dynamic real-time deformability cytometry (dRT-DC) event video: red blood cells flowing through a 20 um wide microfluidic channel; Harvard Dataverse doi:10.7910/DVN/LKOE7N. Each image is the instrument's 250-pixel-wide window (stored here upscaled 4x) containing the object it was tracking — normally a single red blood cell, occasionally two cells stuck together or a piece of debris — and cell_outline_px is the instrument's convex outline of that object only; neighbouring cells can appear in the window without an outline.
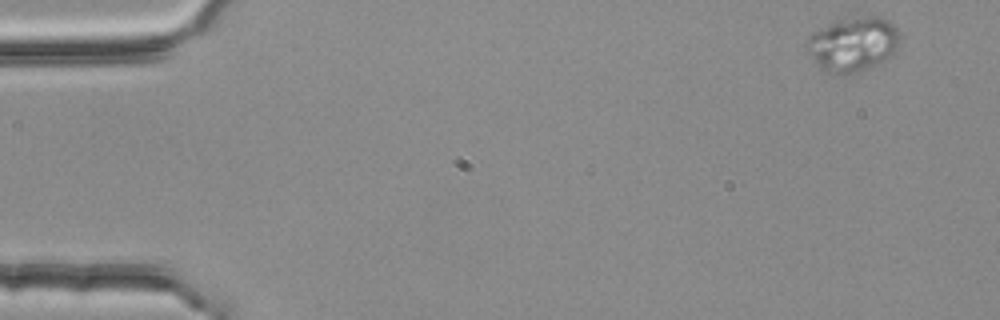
{"species": "common noctule bat (a hibernating species)", "species_latin": "Nyctalus noctula", "temperature_condition": "room temperature", "stored_images_in_passage": 4, "camera_frame_rate_fps": 3000, "um_per_image_px": 0.085, "animal": {"sex": "female", "body_mass_g": 25.1}, "frame": {"image": 1, "passage_image": 1, "time_ms": 0.0, "image_size_px": [1000, 320], "cell_outline_px": [[900, 44], [892, 56], [876, 64], [852, 72], [824, 72], [820, 68], [812, 52], [808, 40], [816, 32], [836, 20], [844, 16], [880, 16], [888, 20], [900, 32]], "centroid_in_image_um": [72.62, 3.69], "position_along_channel_um": 12.4, "area_um2": 28.67}}
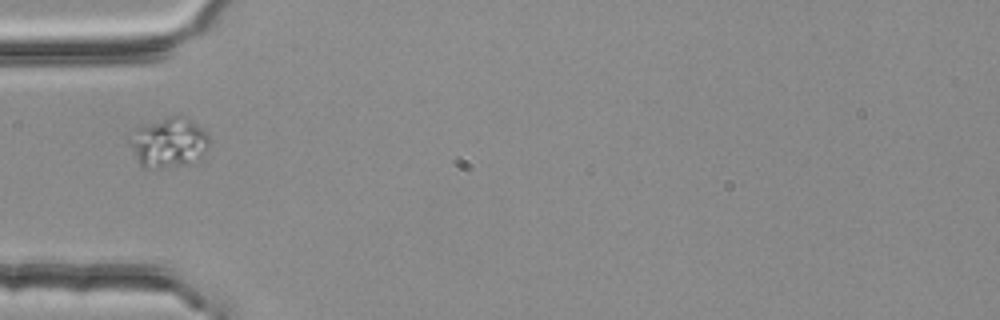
{"frame": {"image": 2, "passage_image": 4, "time_ms": 1.0, "image_size_px": [1000, 320], "cell_outline_px": [[208, 144], [200, 156], [184, 164], [164, 168], [144, 168], [140, 164], [128, 144], [128, 140], [136, 128], [168, 116], [184, 116], [192, 120], [204, 128], [208, 136]], "centroid_in_image_um": [14.3, 12.09], "position_along_channel_um": 70.7, "area_um2": 22.83}}